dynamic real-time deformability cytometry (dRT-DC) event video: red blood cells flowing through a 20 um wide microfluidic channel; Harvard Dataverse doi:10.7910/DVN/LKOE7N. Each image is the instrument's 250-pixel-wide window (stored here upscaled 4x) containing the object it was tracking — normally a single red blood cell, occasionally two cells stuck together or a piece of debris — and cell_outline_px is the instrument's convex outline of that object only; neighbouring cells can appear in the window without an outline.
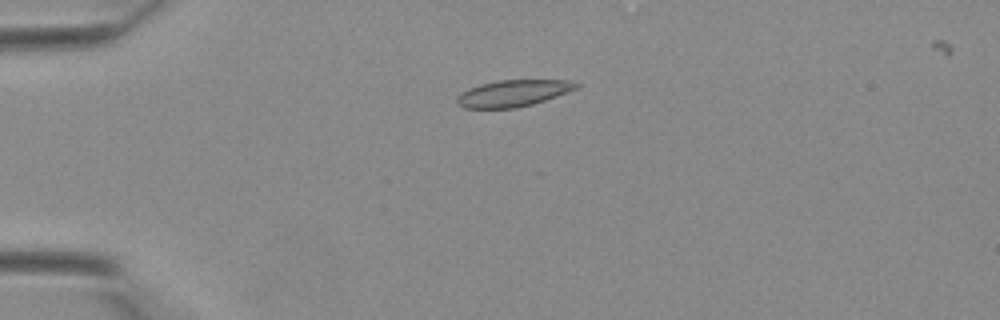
{"species": "Egyptian fruit bat (a non-hibernating species)", "species_latin": "Rousettus aegyptiacus", "temperature_condition": "warm", "stored_images_in_passage": 32, "camera_frame_rate_fps": 3000, "um_per_image_px": 0.085, "animal": {"sex": "female"}, "frame": {"image": 1, "passage_image": 11, "time_ms": 3.333, "image_size_px": [1000, 320], "cell_outline_px": [[580, 84], [576, 88], [556, 96], [532, 104], [516, 108], [464, 108], [456, 100], [456, 96], [460, 92], [468, 88], [480, 84], [500, 80], [572, 80]], "centroid_in_image_um": [43.58, 7.92], "position_along_channel_um": 41.4, "area_um2": 18.38}}
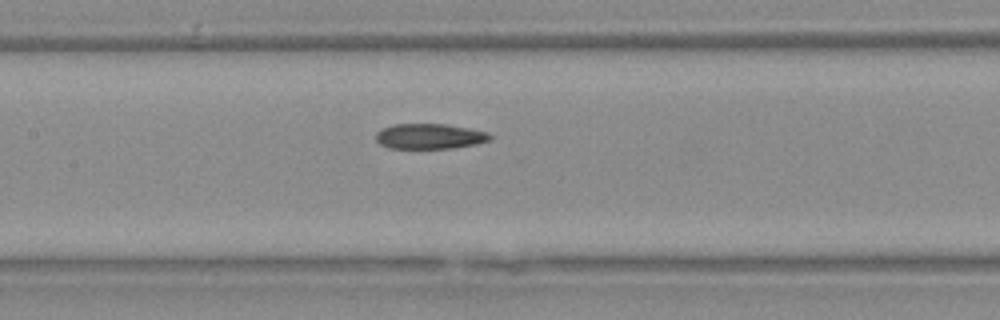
{"frame": {"image": 2, "passage_image": 21, "time_ms": 6.667, "image_size_px": [1000, 320], "cell_outline_px": [[492, 140], [476, 144], [452, 148], [388, 148], [380, 144], [376, 140], [376, 132], [380, 128], [392, 124], [444, 124], [468, 128], [488, 132], [492, 136]], "centroid_in_image_um": [36.5, 11.58], "position_along_channel_um": 170.9, "area_um2": 16.94}}
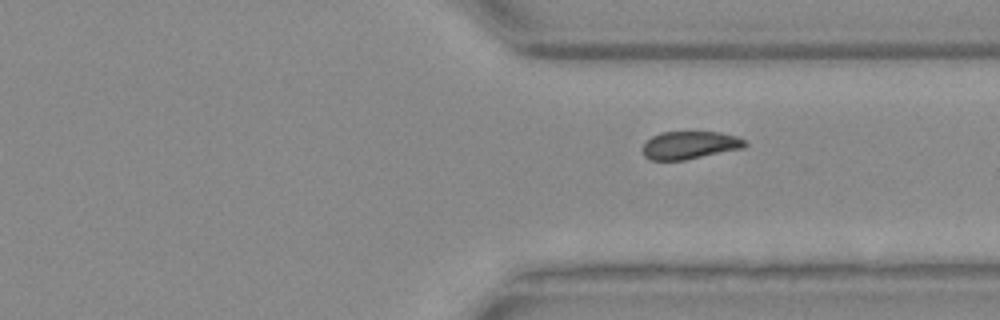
{"frame": {"image": 3, "passage_image": 32, "time_ms": 10.333, "image_size_px": [1000, 320], "cell_outline_px": [[748, 144], [744, 148], [684, 160], [652, 160], [644, 156], [644, 144], [652, 136], [660, 132], [720, 132], [736, 136], [744, 140]], "centroid_in_image_um": [58.65, 12.33], "position_along_channel_um": 352.7, "area_um2": 16.47}}